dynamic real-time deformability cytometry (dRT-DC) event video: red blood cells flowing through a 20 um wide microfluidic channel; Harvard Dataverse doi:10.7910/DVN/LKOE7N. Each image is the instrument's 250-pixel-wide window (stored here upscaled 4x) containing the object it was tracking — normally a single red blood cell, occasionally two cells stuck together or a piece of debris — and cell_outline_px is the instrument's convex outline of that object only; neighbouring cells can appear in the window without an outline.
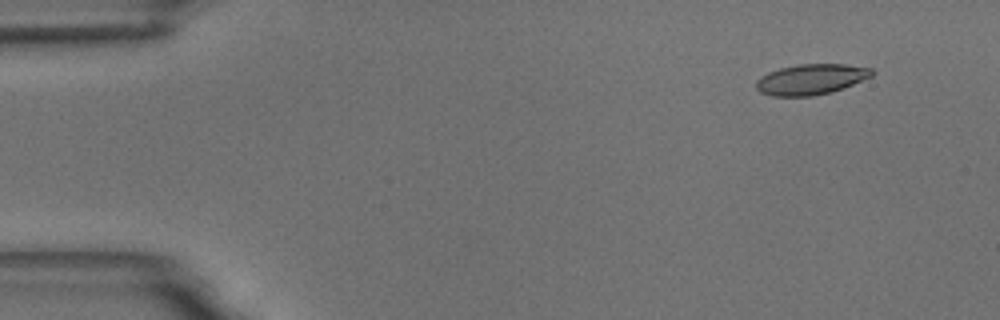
{"species": "common noctule bat (a hibernating species)", "species_latin": "Nyctalus noctula", "temperature_condition": "room temperature", "stored_images_in_passage": 6, "camera_frame_rate_fps": 3000, "um_per_image_px": 0.085, "animal": {"sex": "male", "body_mass_g": 18.8}, "frame": {"image": 1, "passage_image": 2, "time_ms": 1.333, "image_size_px": [1000, 320], "cell_outline_px": [[876, 72], [872, 76], [844, 88], [832, 92], [812, 96], [772, 96], [760, 92], [756, 88], [756, 80], [760, 76], [768, 72], [780, 68], [800, 64], [844, 64], [872, 68]], "centroid_in_image_um": [68.94, 6.74], "position_along_channel_um": 16.1, "area_um2": 20.75}}
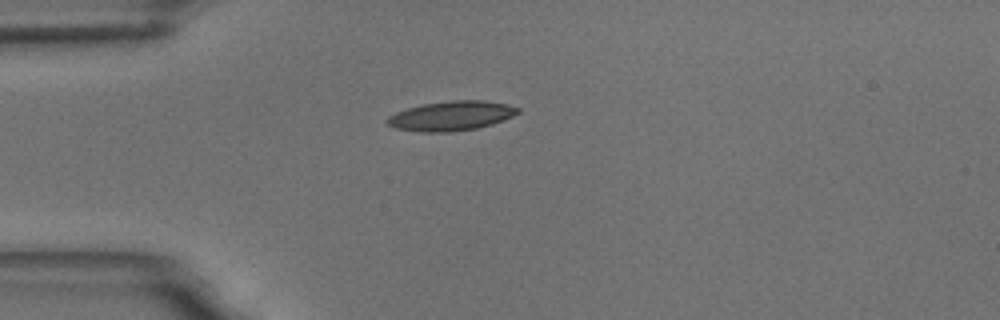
{"frame": {"image": 2, "passage_image": 5, "time_ms": 4.667, "image_size_px": [1000, 320], "cell_outline_px": [[520, 112], [504, 120], [492, 124], [476, 128], [452, 132], [424, 132], [396, 128], [388, 124], [384, 120], [388, 116], [396, 112], [408, 108], [424, 104], [452, 100], [484, 100], [508, 104], [520, 108]], "centroid_in_image_um": [38.38, 9.84], "position_along_channel_um": 46.6, "area_um2": 22.48}}
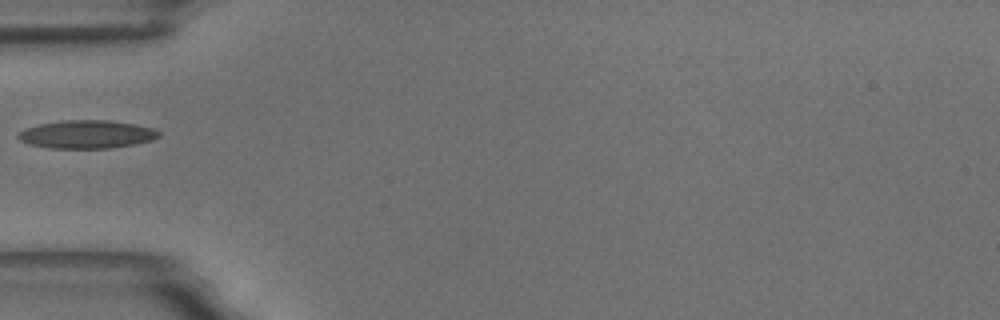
{"frame": {"image": 3, "passage_image": 6, "time_ms": 6.0, "image_size_px": [1000, 320], "cell_outline_px": [[160, 136], [152, 140], [136, 144], [108, 148], [52, 148], [28, 144], [20, 140], [16, 136], [24, 128], [40, 124], [64, 120], [108, 120], [156, 128], [160, 132]], "centroid_in_image_um": [7.39, 11.42], "position_along_channel_um": 77.6, "area_um2": 23.06}}